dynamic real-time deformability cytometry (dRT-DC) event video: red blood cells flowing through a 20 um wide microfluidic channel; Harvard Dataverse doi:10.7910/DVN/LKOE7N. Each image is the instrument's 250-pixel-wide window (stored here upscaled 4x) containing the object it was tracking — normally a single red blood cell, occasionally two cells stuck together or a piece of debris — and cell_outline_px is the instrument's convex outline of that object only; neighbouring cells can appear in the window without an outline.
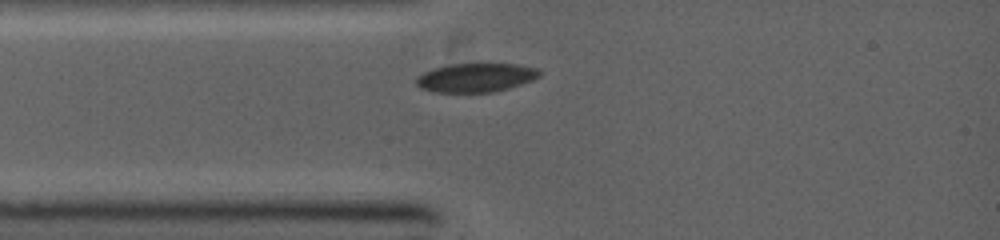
{"species": "common noctule bat (a hibernating species)", "species_latin": "Nyctalus noctula", "temperature_condition": "warm", "stored_images_in_passage": 1, "camera_frame_rate_fps": 5000, "um_per_image_px": 0.085, "animal": {"sex": "female", "body_mass_g": 19.0, "forearm_length_mm": 53.3}, "frame": {"image": 1, "passage_image": 1, "time_ms": 0.0, "image_size_px": [1000, 240], "cell_outline_px": [[540, 76], [532, 80], [496, 92], [432, 92], [420, 88], [416, 84], [416, 76], [432, 68], [452, 64], [480, 60], [516, 64], [540, 68]], "centroid_in_image_um": [40.46, 6.54], "position_along_channel_um": 44.5, "area_um2": 21.73}}